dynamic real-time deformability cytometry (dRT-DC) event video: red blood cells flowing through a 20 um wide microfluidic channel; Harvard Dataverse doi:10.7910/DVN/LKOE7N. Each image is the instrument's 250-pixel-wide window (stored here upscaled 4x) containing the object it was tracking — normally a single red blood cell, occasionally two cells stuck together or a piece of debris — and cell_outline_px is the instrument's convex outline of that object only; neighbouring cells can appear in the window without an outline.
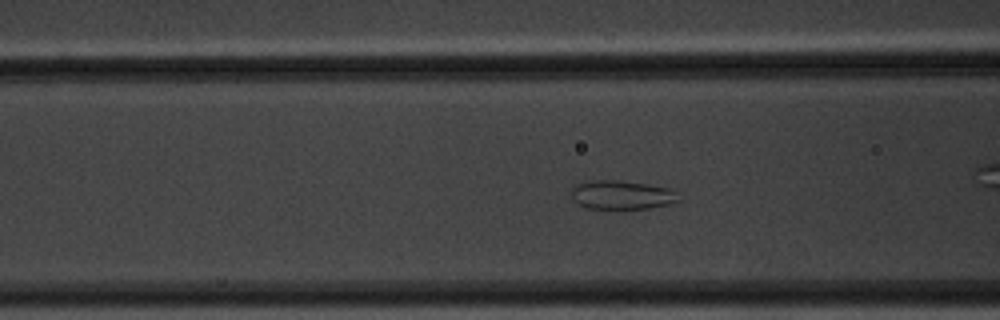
{"species": "common noctule bat (a hibernating species)", "species_latin": "Nyctalus noctula", "temperature_condition": "warm", "stored_images_in_passage": 19, "camera_frame_rate_fps": 3000, "um_per_image_px": 0.085, "animal": {"sex": "male", "body_mass_g": 20.1, "forearm_length_mm": 53.5}, "frame": {"image": 1, "passage_image": 9, "time_ms": 2.667, "image_size_px": [1000, 320], "cell_outline_px": [[680, 200], [672, 204], [652, 208], [608, 212], [584, 208], [576, 204], [572, 200], [572, 188], [576, 184], [592, 180], [620, 180], [648, 184], [668, 188]], "centroid_in_image_um": [52.77, 16.63], "position_along_channel_um": 113.8, "area_um2": 19.02}}